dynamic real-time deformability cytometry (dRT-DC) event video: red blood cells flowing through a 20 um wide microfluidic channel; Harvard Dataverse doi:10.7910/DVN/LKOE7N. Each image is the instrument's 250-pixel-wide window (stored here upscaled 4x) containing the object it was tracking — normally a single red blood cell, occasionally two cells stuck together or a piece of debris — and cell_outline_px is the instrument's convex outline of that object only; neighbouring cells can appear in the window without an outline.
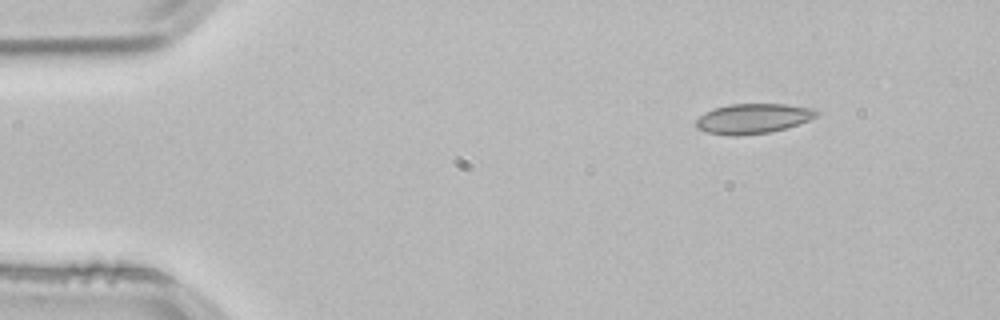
{"species": "common noctule bat (a hibernating species)", "species_latin": "Nyctalus noctula", "temperature_condition": "room temperature", "stored_images_in_passage": 47, "camera_frame_rate_fps": 3000, "um_per_image_px": 0.085, "animal": {"sex": "male", "body_mass_g": 21.5, "forearm_length_mm": 52.0}, "frame": {"image": 1, "passage_image": 1, "time_ms": 0.0, "image_size_px": [1000, 320], "cell_outline_px": [[820, 112], [816, 116], [800, 124], [772, 132], [736, 136], [708, 132], [696, 128], [696, 120], [704, 112], [728, 104], [784, 104], [820, 108]], "centroid_in_image_um": [64.07, 10.07], "position_along_channel_um": 20.9, "area_um2": 21.21}}
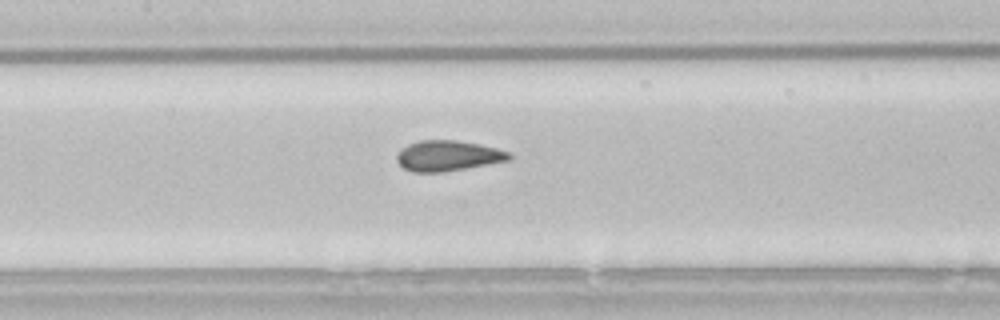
{"frame": {"image": 2, "passage_image": 19, "time_ms": 6.0, "image_size_px": [1000, 320], "cell_outline_px": [[512, 160], [444, 172], [412, 172], [404, 168], [396, 160], [396, 156], [408, 144], [420, 140], [456, 140], [480, 144], [512, 152]], "centroid_in_image_um": [38.13, 13.24], "position_along_channel_um": 169.3, "area_um2": 20.06}}
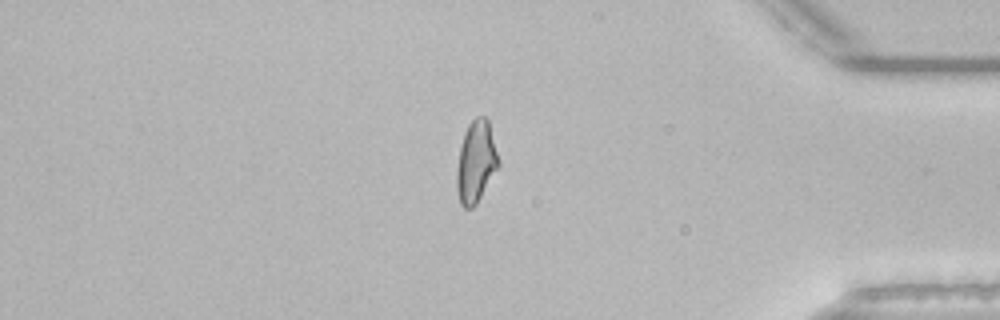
{"frame": {"image": 3, "passage_image": 39, "time_ms": 12.667, "image_size_px": [1000, 320], "cell_outline_px": [[500, 164], [476, 204], [472, 208], [464, 208], [460, 204], [456, 188], [456, 168], [460, 148], [464, 132], [468, 124], [476, 116], [484, 116], [488, 120], [500, 160]], "centroid_in_image_um": [40.45, 13.75], "position_along_channel_um": 394.8, "area_um2": 20.0}, "authors_computed_cell_mechanics": {"area_um2": 19.9988, "velocity_mm_per_s": 3.8467, "shape_relaxation_time_tau1_ms": null, "shape_relaxation_time_tau2_ms": 1.1226, "deformation_change_tau1": null, "deformation_change_tau2": 0.0439}}